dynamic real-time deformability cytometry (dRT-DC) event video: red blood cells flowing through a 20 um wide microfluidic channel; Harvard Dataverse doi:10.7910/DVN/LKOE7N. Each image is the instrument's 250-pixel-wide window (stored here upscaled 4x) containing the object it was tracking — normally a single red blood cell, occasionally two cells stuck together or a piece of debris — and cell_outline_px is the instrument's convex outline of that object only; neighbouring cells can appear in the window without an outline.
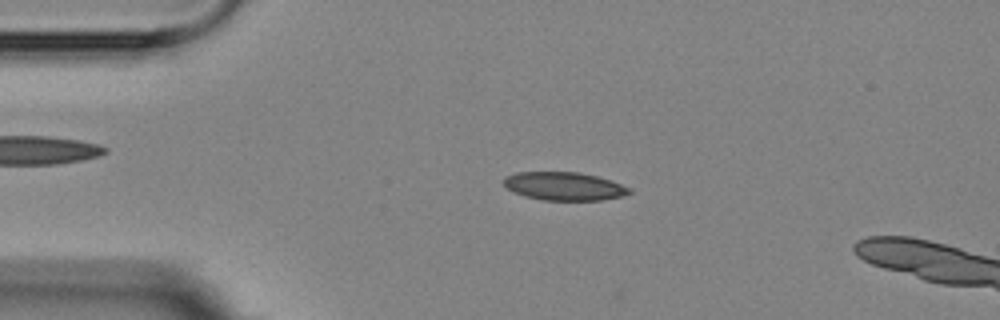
{"species": "Egyptian fruit bat (a non-hibernating species)", "species_latin": "Rousettus aegyptiacus", "temperature_condition": "room temperature", "stored_images_in_passage": 3, "camera_frame_rate_fps": 3000, "um_per_image_px": 0.085, "animal": {"sex": "female"}, "frame": {"image": 1, "passage_image": 2, "time_ms": 1.667, "image_size_px": [1000, 320], "cell_outline_px": [[632, 192], [620, 196], [600, 200], [544, 200], [524, 196], [512, 192], [504, 184], [504, 176], [516, 172], [580, 172], [596, 176], [632, 188]], "centroid_in_image_um": [47.91, 15.82], "position_along_channel_um": 37.1, "area_um2": 20.58}}